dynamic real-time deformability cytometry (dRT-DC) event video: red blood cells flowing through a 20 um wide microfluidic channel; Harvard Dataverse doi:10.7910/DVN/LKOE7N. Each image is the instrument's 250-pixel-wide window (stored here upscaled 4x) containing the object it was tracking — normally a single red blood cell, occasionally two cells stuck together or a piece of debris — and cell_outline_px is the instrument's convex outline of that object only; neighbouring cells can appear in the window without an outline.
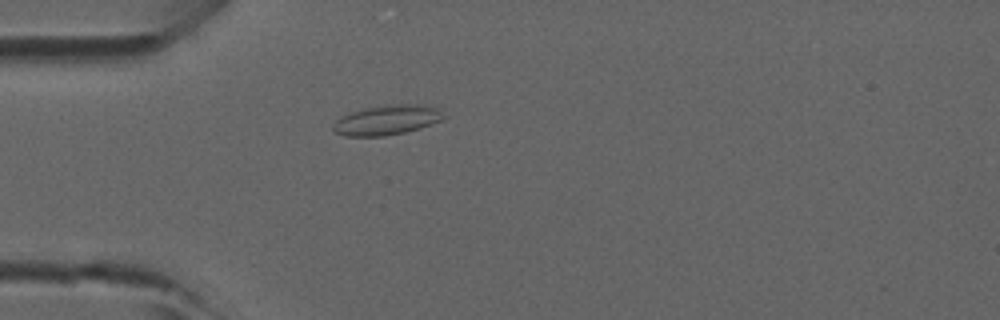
{"species": "common noctule bat (a hibernating species)", "species_latin": "Nyctalus noctula", "temperature_condition": "room temperature", "stored_images_in_passage": 4, "camera_frame_rate_fps": 3000, "um_per_image_px": 0.085, "animal": {"sex": "male", "forearm_length_mm": 52.5}, "frame": {"image": 1, "passage_image": 4, "time_ms": 1.0, "image_size_px": [1000, 320], "cell_outline_px": [[448, 116], [440, 120], [420, 128], [404, 132], [384, 136], [344, 136], [332, 132], [332, 124], [336, 120], [352, 112], [364, 108], [384, 104], [424, 104], [440, 108]], "centroid_in_image_um": [32.91, 10.19], "position_along_channel_um": 52.1, "area_um2": 19.48}}